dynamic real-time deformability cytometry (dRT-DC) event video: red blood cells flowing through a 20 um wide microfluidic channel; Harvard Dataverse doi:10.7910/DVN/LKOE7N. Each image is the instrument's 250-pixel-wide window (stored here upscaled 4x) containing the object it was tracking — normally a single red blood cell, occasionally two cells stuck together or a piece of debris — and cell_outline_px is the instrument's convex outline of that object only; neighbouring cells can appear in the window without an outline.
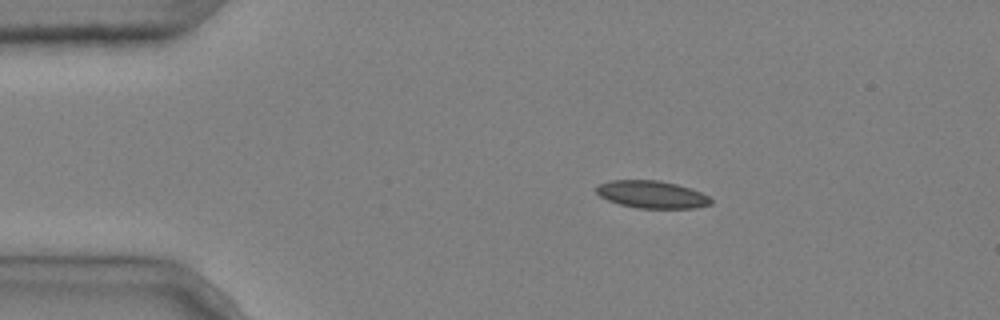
{"species": "common noctule bat (a hibernating species)", "species_latin": "Nyctalus noctula", "temperature_condition": "cold", "stored_images_in_passage": 6, "camera_frame_rate_fps": 3000, "um_per_image_px": 0.085, "animal": {"sex": "male", "body_mass_g": 20.4}, "frame": {"image": 1, "passage_image": 1, "time_ms": 0.0, "image_size_px": [1000, 320], "cell_outline_px": [[712, 204], [696, 208], [636, 208], [620, 204], [608, 200], [600, 196], [596, 192], [596, 188], [600, 184], [612, 180], [660, 180], [676, 184], [700, 192], [708, 196], [712, 200]], "centroid_in_image_um": [55.41, 16.53], "position_along_channel_um": 29.6, "area_um2": 18.21}}
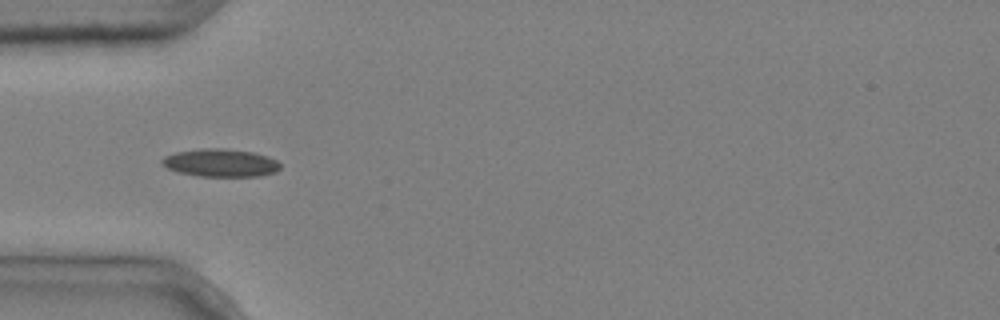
{"frame": {"image": 2, "passage_image": 3, "time_ms": 0.667, "image_size_px": [1000, 320], "cell_outline_px": [[280, 168], [276, 172], [260, 176], [200, 176], [176, 172], [160, 164], [160, 160], [164, 156], [176, 152], [204, 148], [224, 148], [252, 152], [268, 156], [276, 160], [280, 164]], "centroid_in_image_um": [18.73, 13.84], "position_along_channel_um": 66.3, "area_um2": 19.31}}